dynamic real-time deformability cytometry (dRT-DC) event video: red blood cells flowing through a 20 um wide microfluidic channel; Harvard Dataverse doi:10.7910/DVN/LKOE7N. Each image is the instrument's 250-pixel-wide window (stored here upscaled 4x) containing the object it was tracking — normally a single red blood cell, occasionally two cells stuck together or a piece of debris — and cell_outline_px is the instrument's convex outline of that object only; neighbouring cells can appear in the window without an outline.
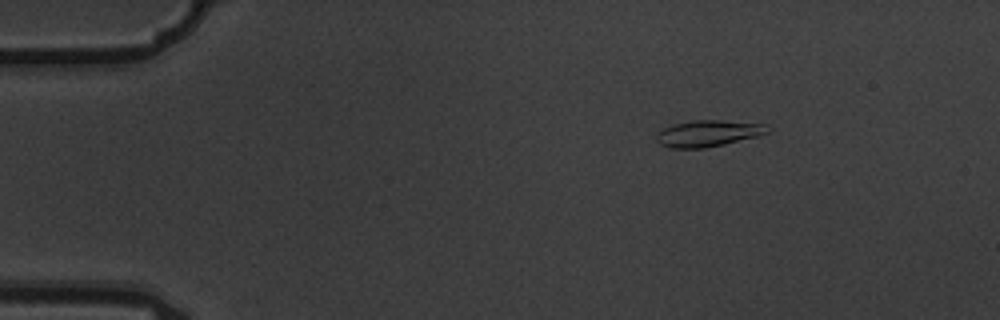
{"species": "common noctule bat (a hibernating species)", "species_latin": "Nyctalus noctula", "temperature_condition": "warm", "stored_images_in_passage": 4, "camera_frame_rate_fps": 3000, "um_per_image_px": 0.085, "animal": {"sex": "male", "body_mass_g": 19.5, "forearm_length_mm": 54.6}, "frame": {"image": 1, "passage_image": 2, "time_ms": 0.333, "image_size_px": [1000, 320], "cell_outline_px": [[772, 128], [768, 132], [756, 136], [724, 144], [704, 148], [672, 148], [660, 144], [656, 140], [656, 136], [664, 128], [672, 124], [692, 120], [720, 120], [764, 124]], "centroid_in_image_um": [60.19, 11.33], "position_along_channel_um": 24.8, "area_um2": 16.94}}